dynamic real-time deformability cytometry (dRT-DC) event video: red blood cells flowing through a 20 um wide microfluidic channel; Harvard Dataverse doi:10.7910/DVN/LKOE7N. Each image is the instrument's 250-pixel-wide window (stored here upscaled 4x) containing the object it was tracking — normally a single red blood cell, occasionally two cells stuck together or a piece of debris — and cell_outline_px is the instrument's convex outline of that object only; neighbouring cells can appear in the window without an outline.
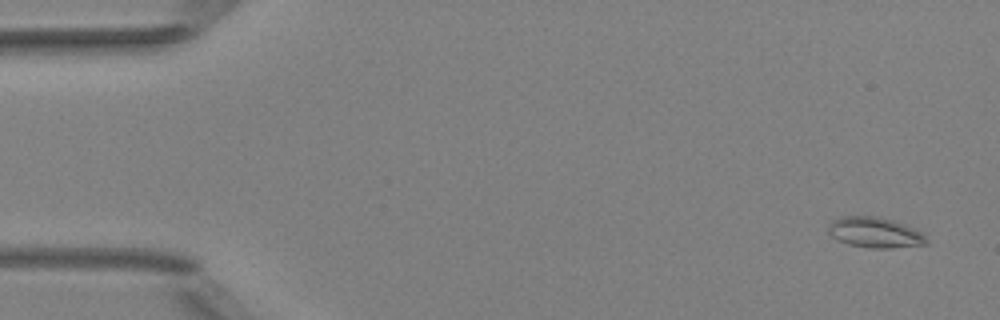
{"species": "Egyptian fruit bat (a non-hibernating species)", "species_latin": "Rousettus aegyptiacus", "temperature_condition": "room temperature", "stored_images_in_passage": 4, "camera_frame_rate_fps": 3000, "um_per_image_px": 0.085, "animal": {"sex": "female"}, "frame": {"image": 1, "passage_image": 1, "time_ms": 0.0, "image_size_px": [1000, 320], "cell_outline_px": [[928, 244], [892, 248], [868, 248], [848, 244], [832, 236], [828, 232], [828, 228], [832, 220], [844, 216], [880, 216], [916, 228], [924, 232], [928, 240]], "centroid_in_image_um": [74.43, 19.76], "position_along_channel_um": 10.6, "area_um2": 17.63}}